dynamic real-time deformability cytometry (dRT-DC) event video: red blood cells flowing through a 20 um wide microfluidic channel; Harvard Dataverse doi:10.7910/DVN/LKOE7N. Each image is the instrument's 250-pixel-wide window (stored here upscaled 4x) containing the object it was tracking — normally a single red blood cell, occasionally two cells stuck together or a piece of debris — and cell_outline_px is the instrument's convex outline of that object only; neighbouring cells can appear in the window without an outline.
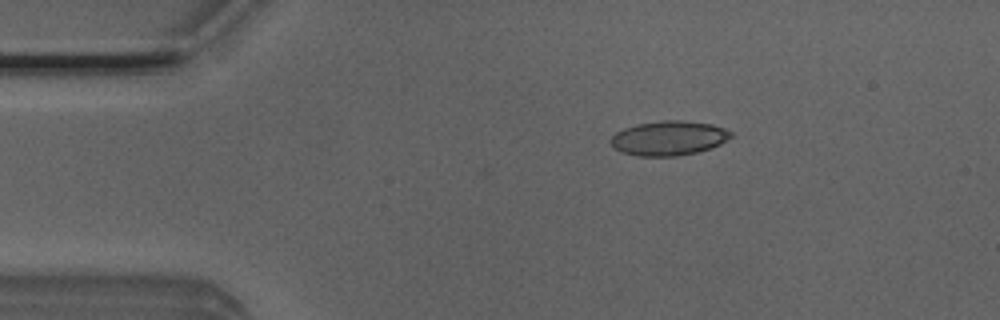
{"species": "Egyptian fruit bat (a non-hibernating species)", "species_latin": "Rousettus aegyptiacus", "temperature_condition": "room temperature", "stored_images_in_passage": 40, "camera_frame_rate_fps": 3000, "um_per_image_px": 0.085, "animal": {"sex": "male"}, "frame": {"image": 1, "passage_image": 1, "time_ms": 0.0, "image_size_px": [1000, 320], "cell_outline_px": [[732, 136], [720, 144], [712, 148], [696, 152], [676, 156], [636, 156], [620, 152], [612, 144], [612, 136], [616, 132], [624, 128], [636, 124], [660, 120], [684, 120], [712, 124], [724, 128], [732, 132]], "centroid_in_image_um": [56.85, 11.73], "position_along_channel_um": 28.1, "area_um2": 24.22}}
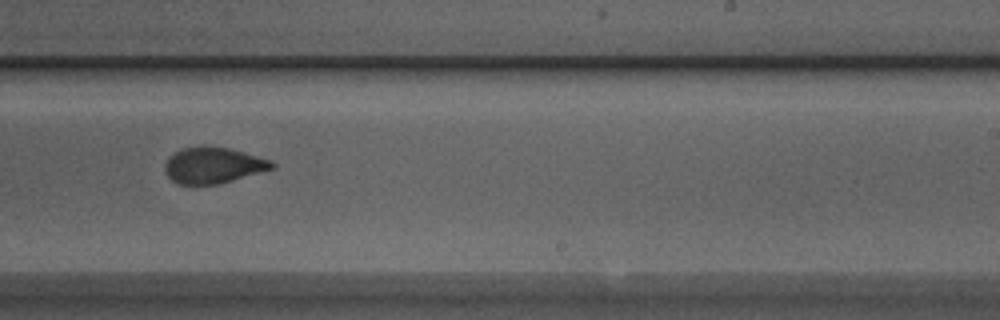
{"frame": {"image": 2, "passage_image": 23, "time_ms": 7.333, "image_size_px": [1000, 320], "cell_outline_px": [[276, 168], [220, 184], [176, 184], [168, 176], [164, 168], [164, 164], [168, 156], [180, 148], [200, 144], [228, 148], [272, 160], [276, 164]], "centroid_in_image_um": [18.11, 14.03], "position_along_channel_um": 270.9, "area_um2": 23.0}}
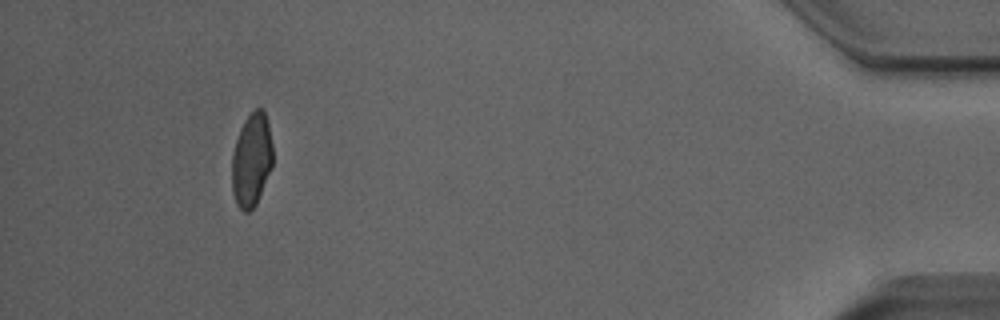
{"frame": {"image": 3, "passage_image": 39, "time_ms": 12.667, "image_size_px": [1000, 320], "cell_outline_px": [[272, 168], [256, 204], [248, 212], [244, 212], [236, 204], [232, 188], [232, 152], [240, 128], [244, 120], [256, 108], [264, 108], [268, 124], [272, 144]], "centroid_in_image_um": [21.38, 13.59], "position_along_channel_um": 413.8, "area_um2": 22.31}}